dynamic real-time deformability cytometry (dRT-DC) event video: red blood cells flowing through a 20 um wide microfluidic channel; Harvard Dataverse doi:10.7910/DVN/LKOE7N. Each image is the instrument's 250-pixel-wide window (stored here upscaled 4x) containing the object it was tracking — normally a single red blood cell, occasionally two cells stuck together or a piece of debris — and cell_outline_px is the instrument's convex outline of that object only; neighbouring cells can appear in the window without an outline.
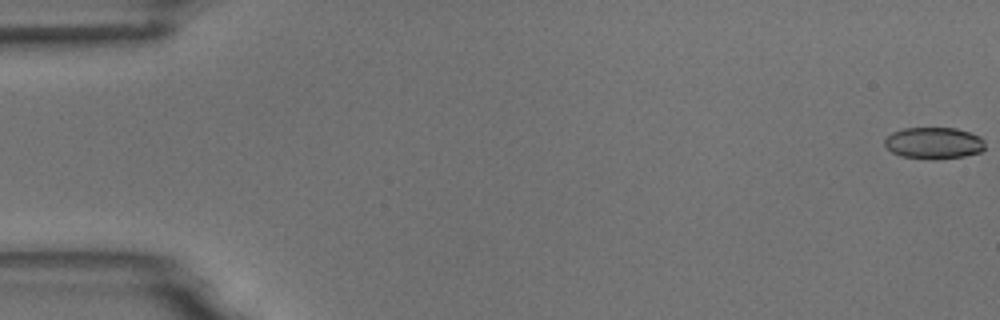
{"species": "common noctule bat (a hibernating species)", "species_latin": "Nyctalus noctula", "temperature_condition": "room temperature", "stored_images_in_passage": 11, "camera_frame_rate_fps": 3000, "um_per_image_px": 0.085, "animal": {"sex": "male", "body_mass_g": 18.8}, "frame": {"image": 1, "passage_image": 1, "time_ms": 0.0, "image_size_px": [1000, 320], "cell_outline_px": [[984, 148], [980, 152], [964, 156], [936, 160], [932, 160], [900, 156], [892, 152], [884, 144], [884, 140], [892, 132], [904, 128], [956, 128], [980, 136], [984, 140]], "centroid_in_image_um": [79.37, 12.17], "position_along_channel_um": 5.6, "area_um2": 18.61}}